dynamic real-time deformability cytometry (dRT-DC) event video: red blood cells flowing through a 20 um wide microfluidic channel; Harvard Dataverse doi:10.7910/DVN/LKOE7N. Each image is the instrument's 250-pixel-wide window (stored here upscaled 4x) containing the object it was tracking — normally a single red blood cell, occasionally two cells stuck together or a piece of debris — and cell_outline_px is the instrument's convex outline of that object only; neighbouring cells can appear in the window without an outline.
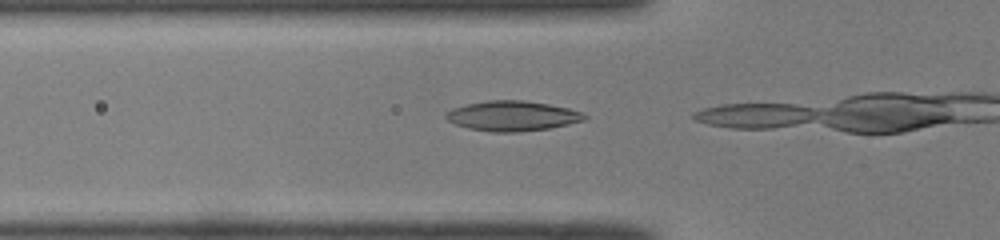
{"species": "common noctule bat (a hibernating species)", "species_latin": "Nyctalus noctula", "temperature_condition": "room temperature", "stored_images_in_passage": 14, "camera_frame_rate_fps": 3000, "um_per_image_px": 0.085, "animal": {"sex": "male", "body_mass_g": 19.0, "forearm_length_mm": 50.8}, "frame": {"image": 1, "passage_image": 13, "time_ms": 4.0, "image_size_px": [1000, 240], "cell_outline_px": [[588, 116], [584, 120], [568, 124], [548, 128], [516, 132], [492, 132], [468, 128], [456, 124], [448, 120], [444, 116], [452, 108], [468, 104], [488, 100], [524, 100], [548, 104], [568, 108], [580, 112]], "centroid_in_image_um": [43.54, 9.85], "position_along_channel_um": 82.3, "area_um2": 23.99}}